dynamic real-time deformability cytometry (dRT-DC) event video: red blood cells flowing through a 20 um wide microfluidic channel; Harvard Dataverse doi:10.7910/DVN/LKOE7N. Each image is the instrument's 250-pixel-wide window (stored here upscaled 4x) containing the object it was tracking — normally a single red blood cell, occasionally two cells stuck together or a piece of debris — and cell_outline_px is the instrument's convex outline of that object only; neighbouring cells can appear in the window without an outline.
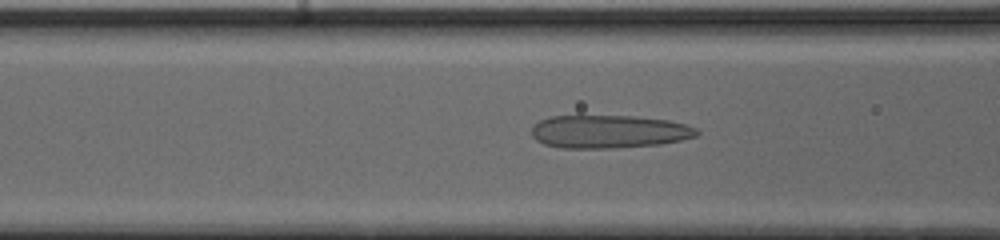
{"species": "human", "species_latin": "Homo sapiens", "temperature_condition": "cold", "stored_images_in_passage": 47, "camera_frame_rate_fps": 3000, "um_per_image_px": 0.085, "donor": {"sex": "male"}, "frame": {"image": 1, "passage_image": 24, "time_ms": 7.667, "image_size_px": [1000, 240], "cell_outline_px": [[700, 132], [696, 136], [680, 140], [660, 144], [608, 148], [560, 148], [544, 144], [536, 140], [532, 136], [532, 124], [548, 116], [576, 112], [636, 116], [668, 120], [684, 124], [696, 128]], "centroid_in_image_um": [51.64, 11.13], "position_along_channel_um": 115.0, "area_um2": 33.18}}
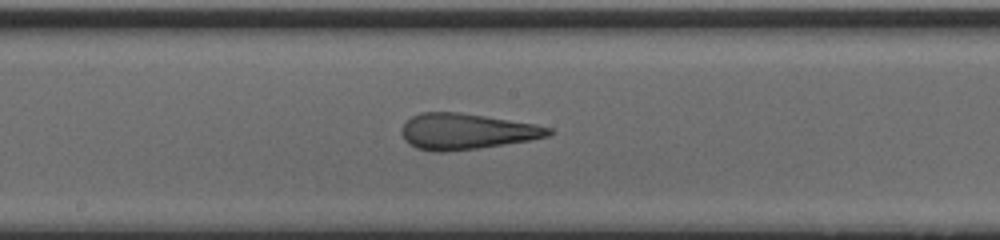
{"frame": {"image": 2, "passage_image": 31, "time_ms": 10.0, "image_size_px": [1000, 240], "cell_outline_px": [[552, 132], [548, 136], [532, 140], [476, 148], [444, 152], [432, 152], [416, 148], [408, 144], [404, 140], [400, 132], [400, 128], [412, 116], [420, 112], [460, 112], [536, 124], [552, 128]], "centroid_in_image_um": [39.61, 11.17], "position_along_channel_um": 208.6, "area_um2": 30.87}}
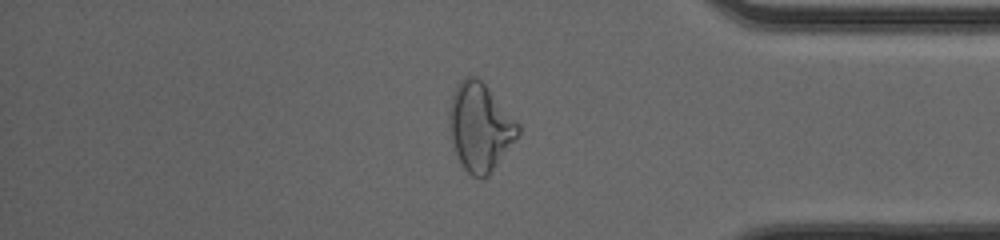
{"frame": {"image": 3, "passage_image": 46, "time_ms": 15.0, "image_size_px": [1000, 240], "cell_outline_px": [[520, 132], [488, 176], [480, 180], [472, 176], [464, 168], [456, 152], [452, 140], [448, 124], [448, 112], [452, 96], [460, 80], [464, 76], [476, 76], [484, 84], [520, 124]], "centroid_in_image_um": [40.78, 10.8], "position_along_channel_um": 394.4, "area_um2": 34.8}}